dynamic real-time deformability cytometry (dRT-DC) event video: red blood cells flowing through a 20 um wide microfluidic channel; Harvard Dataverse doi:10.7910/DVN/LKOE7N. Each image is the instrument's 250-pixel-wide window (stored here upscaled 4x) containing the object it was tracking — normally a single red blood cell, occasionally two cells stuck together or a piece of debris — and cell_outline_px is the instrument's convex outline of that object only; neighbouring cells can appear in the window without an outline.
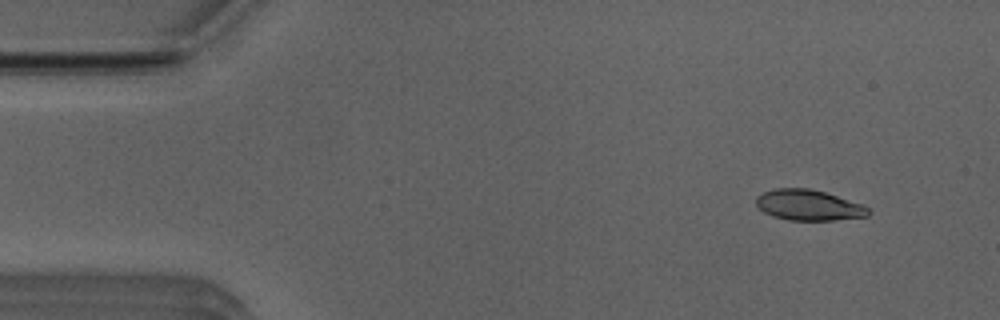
{"species": "Egyptian fruit bat (a non-hibernating species)", "species_latin": "Rousettus aegyptiacus", "temperature_condition": "room temperature", "stored_images_in_passage": 52, "camera_frame_rate_fps": 3000, "um_per_image_px": 0.085, "animal": {"sex": "male"}, "frame": {"image": 1, "passage_image": 5, "time_ms": 1.333, "image_size_px": [1000, 320], "cell_outline_px": [[872, 212], [868, 216], [832, 220], [788, 220], [772, 216], [764, 212], [756, 204], [756, 196], [764, 192], [776, 188], [808, 188], [824, 192], [864, 204]], "centroid_in_image_um": [68.75, 17.44], "position_along_channel_um": 16.3, "area_um2": 20.06}}
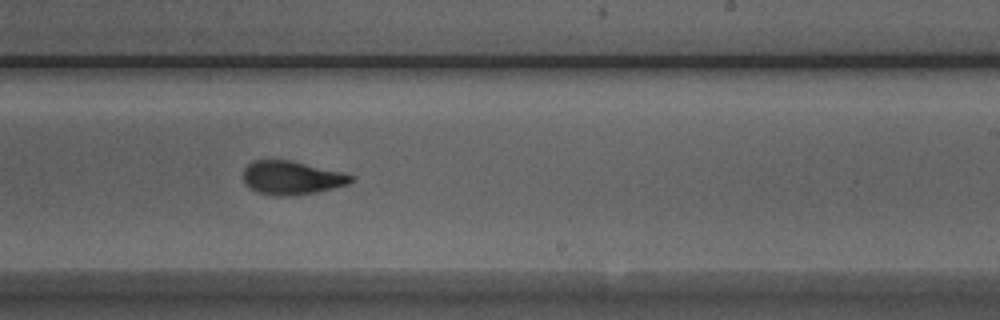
{"frame": {"image": 2, "passage_image": 31, "time_ms": 10.0, "image_size_px": [1000, 320], "cell_outline_px": [[352, 180], [348, 184], [316, 192], [292, 196], [272, 196], [256, 192], [244, 180], [244, 168], [252, 160], [292, 160], [344, 172], [352, 176]], "centroid_in_image_um": [24.79, 15.11], "position_along_channel_um": 264.2, "area_um2": 21.1}}
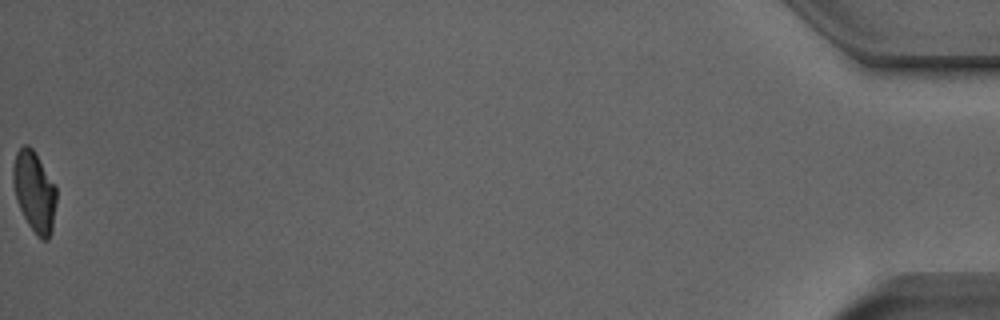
{"frame": {"image": 3, "passage_image": 52, "time_ms": 17.0, "image_size_px": [1000, 320], "cell_outline_px": [[56, 204], [52, 232], [48, 240], [40, 240], [36, 236], [28, 224], [16, 200], [12, 180], [12, 168], [16, 152], [24, 144], [28, 144], [36, 152], [56, 184]], "centroid_in_image_um": [2.93, 16.28], "position_along_channel_um": 432.3, "area_um2": 20.87}, "authors_computed_cell_mechanics": {"area_um2": 20.8947, "velocity_mm_per_s": 3.9604, "shape_relaxation_time_tau1_ms": 4.1382, "shape_relaxation_time_tau2_ms": 1.1337, "deformation_change_tau1": 0.1742, "deformation_change_tau2": 0.0612}}